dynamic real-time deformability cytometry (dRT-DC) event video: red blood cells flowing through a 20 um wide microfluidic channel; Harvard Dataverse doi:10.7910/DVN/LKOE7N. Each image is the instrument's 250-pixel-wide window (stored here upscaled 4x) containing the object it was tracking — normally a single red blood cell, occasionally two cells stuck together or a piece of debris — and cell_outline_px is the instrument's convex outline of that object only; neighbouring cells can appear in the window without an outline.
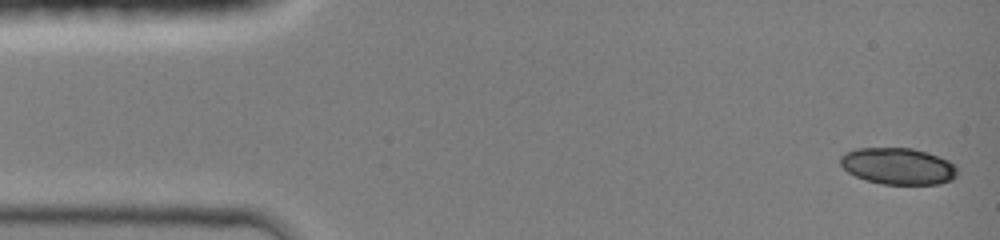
{"species": "common noctule bat (a hibernating species)", "species_latin": "Nyctalus noctula", "temperature_condition": "room temperature", "stored_images_in_passage": 17, "camera_frame_rate_fps": 3000, "um_per_image_px": 0.085, "animal": {"sex": "female", "body_mass_g": 19.0, "forearm_length_mm": 51.5}, "frame": {"image": 1, "passage_image": 1, "time_ms": 0.0, "image_size_px": [1000, 240], "cell_outline_px": [[956, 176], [952, 180], [940, 184], [884, 184], [864, 180], [848, 172], [840, 164], [840, 156], [844, 152], [856, 148], [912, 148], [928, 152], [948, 160], [956, 164]], "centroid_in_image_um": [76.33, 14.12], "position_along_channel_um": 8.7, "area_um2": 25.14}}
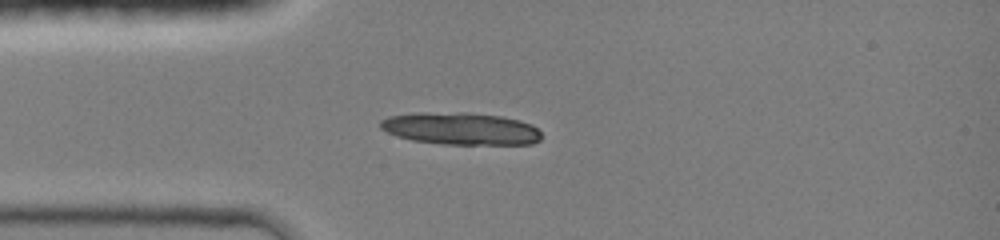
{"frame": {"image": 2, "passage_image": 8, "time_ms": 3.333, "image_size_px": [1000, 240], "cell_outline_px": [[540, 140], [532, 144], [444, 144], [412, 140], [396, 136], [380, 128], [380, 120], [388, 116], [420, 112], [468, 112], [500, 116], [520, 120], [532, 124], [540, 132]], "centroid_in_image_um": [39.15, 10.92], "position_along_channel_um": 45.9, "area_um2": 30.4}}
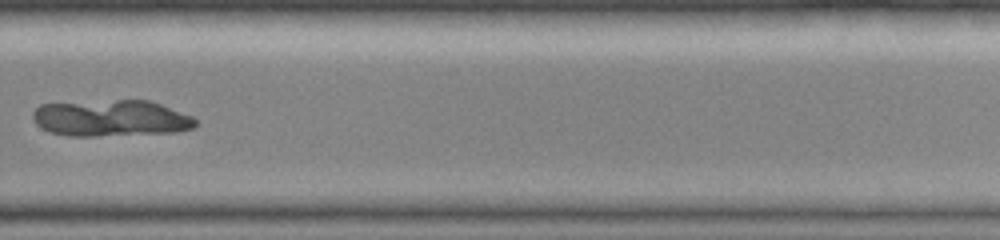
{"frame": {"image": 3, "passage_image": 17, "time_ms": 10.0, "image_size_px": [1000, 240], "cell_outline_px": [[196, 124], [192, 128], [176, 132], [96, 136], [68, 136], [52, 132], [36, 124], [32, 120], [32, 112], [40, 104], [116, 100], [148, 100], [160, 104], [192, 116], [196, 120]], "centroid_in_image_um": [9.41, 10.05], "position_along_channel_um": 320.4, "area_um2": 34.39}}